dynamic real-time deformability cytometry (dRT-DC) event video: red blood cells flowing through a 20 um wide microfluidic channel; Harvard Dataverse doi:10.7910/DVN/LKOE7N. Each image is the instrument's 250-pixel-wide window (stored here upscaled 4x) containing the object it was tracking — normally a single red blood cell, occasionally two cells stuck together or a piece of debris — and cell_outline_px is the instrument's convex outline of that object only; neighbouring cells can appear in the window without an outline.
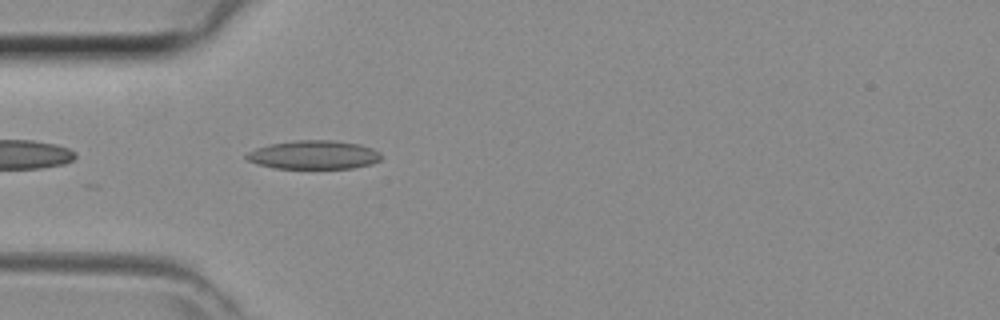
{"species": "common noctule bat (a hibernating species)", "species_latin": "Nyctalus noctula", "temperature_condition": "room temperature", "stored_images_in_passage": 7, "camera_frame_rate_fps": 3000, "um_per_image_px": 0.085, "animal": {"sex": "female", "body_mass_g": 29.2, "forearm_length_mm": 56.3}, "frame": {"image": 1, "passage_image": 2, "time_ms": 0.333, "image_size_px": [1000, 320], "cell_outline_px": [[384, 156], [380, 160], [372, 164], [352, 168], [272, 168], [248, 160], [244, 156], [248, 152], [256, 148], [272, 144], [296, 140], [332, 140], [360, 144], [372, 148], [380, 152]], "centroid_in_image_um": [26.72, 13.16], "position_along_channel_um": 58.3, "area_um2": 22.48}}
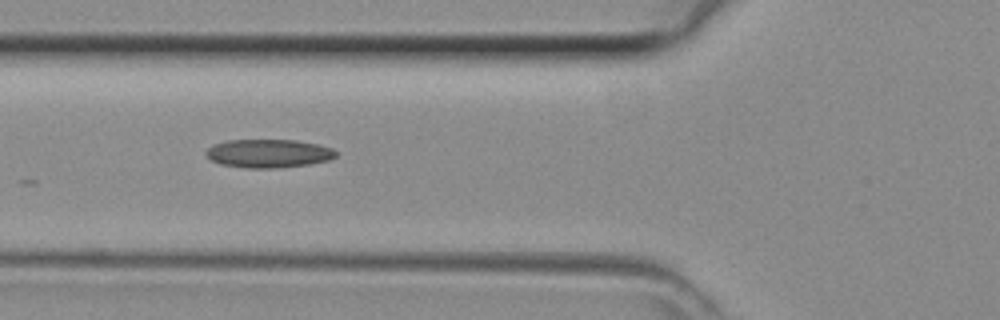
{"frame": {"image": 2, "passage_image": 5, "time_ms": 1.333, "image_size_px": [1000, 320], "cell_outline_px": [[336, 156], [328, 160], [308, 164], [280, 168], [244, 168], [220, 164], [212, 160], [204, 152], [208, 148], [216, 144], [228, 140], [296, 140], [316, 144], [332, 148], [336, 152]], "centroid_in_image_um": [22.82, 13.05], "position_along_channel_um": 103.0, "area_um2": 21.39}}
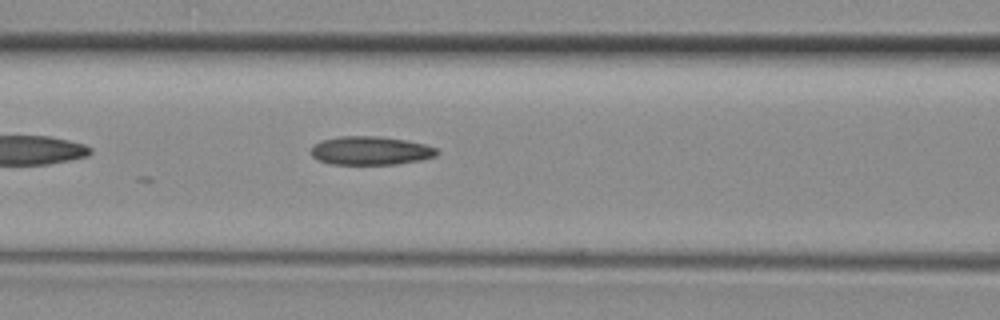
{"frame": {"image": 3, "passage_image": 7, "time_ms": 2.0, "image_size_px": [1000, 320], "cell_outline_px": [[440, 152], [436, 156], [420, 160], [396, 164], [328, 164], [316, 160], [312, 156], [312, 144], [320, 140], [340, 136], [380, 136], [404, 140], [424, 144], [436, 148]], "centroid_in_image_um": [31.46, 12.8], "position_along_channel_um": 135.1, "area_um2": 21.1}}